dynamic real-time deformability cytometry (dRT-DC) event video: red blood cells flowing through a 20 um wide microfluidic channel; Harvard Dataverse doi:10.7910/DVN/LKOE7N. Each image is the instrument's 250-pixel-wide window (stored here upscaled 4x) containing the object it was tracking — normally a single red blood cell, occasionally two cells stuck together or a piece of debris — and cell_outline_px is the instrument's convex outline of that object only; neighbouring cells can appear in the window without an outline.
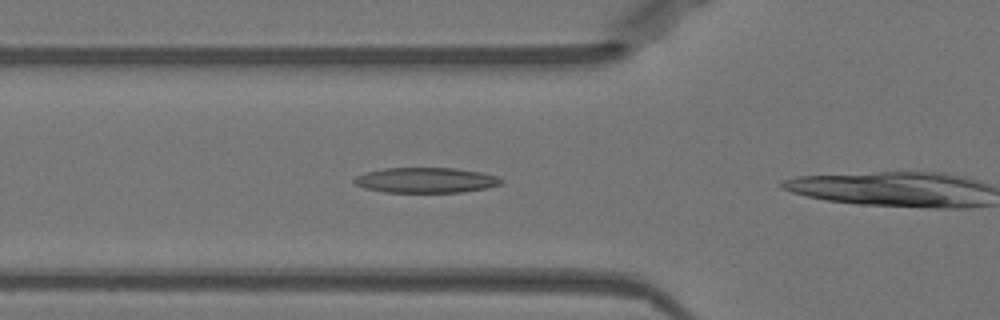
{"species": "Egyptian fruit bat (a non-hibernating species)", "species_latin": "Rousettus aegyptiacus", "temperature_condition": "warm", "stored_images_in_passage": 6, "camera_frame_rate_fps": 3000, "um_per_image_px": 0.085, "animal": {"sex": "female"}, "frame": {"image": 1, "passage_image": 5, "time_ms": 1.333, "image_size_px": [1000, 320], "cell_outline_px": [[504, 180], [500, 184], [484, 188], [460, 192], [384, 192], [364, 188], [356, 184], [352, 180], [356, 176], [364, 172], [384, 168], [456, 168], [480, 172], [496, 176]], "centroid_in_image_um": [36.15, 15.31], "position_along_channel_um": 89.7, "area_um2": 21.56}}